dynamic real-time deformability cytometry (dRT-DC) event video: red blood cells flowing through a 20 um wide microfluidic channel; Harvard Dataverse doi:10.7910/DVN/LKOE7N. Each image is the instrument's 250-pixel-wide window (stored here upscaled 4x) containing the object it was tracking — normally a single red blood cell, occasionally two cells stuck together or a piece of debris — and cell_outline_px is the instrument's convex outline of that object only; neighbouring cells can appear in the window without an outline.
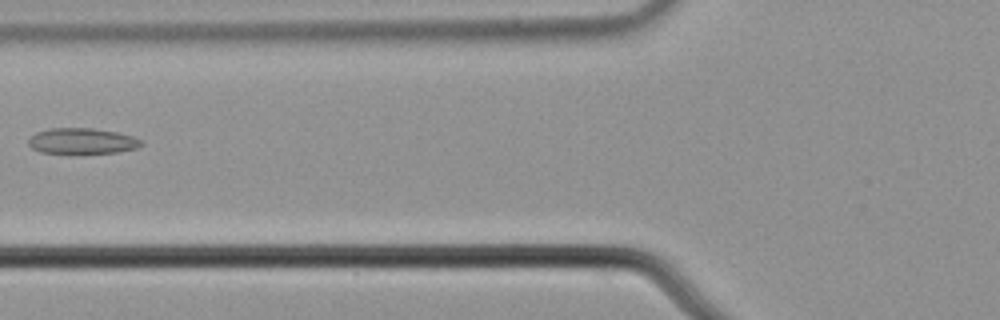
{"species": "common noctule bat (a hibernating species)", "species_latin": "Nyctalus noctula", "temperature_condition": "cold", "stored_images_in_passage": 7, "camera_frame_rate_fps": 3000, "um_per_image_px": 0.085, "animal": {"sex": "male", "body_mass_g": 21.5, "forearm_length_mm": 52.0}, "frame": {"image": 1, "passage_image": 7, "time_ms": 2.0, "image_size_px": [1000, 320], "cell_outline_px": [[144, 144], [136, 148], [116, 152], [72, 156], [40, 152], [32, 148], [28, 144], [28, 140], [36, 132], [48, 128], [92, 128], [116, 132], [132, 136], [144, 140]], "centroid_in_image_um": [6.96, 12.03], "position_along_channel_um": 118.8, "area_um2": 17.74}}